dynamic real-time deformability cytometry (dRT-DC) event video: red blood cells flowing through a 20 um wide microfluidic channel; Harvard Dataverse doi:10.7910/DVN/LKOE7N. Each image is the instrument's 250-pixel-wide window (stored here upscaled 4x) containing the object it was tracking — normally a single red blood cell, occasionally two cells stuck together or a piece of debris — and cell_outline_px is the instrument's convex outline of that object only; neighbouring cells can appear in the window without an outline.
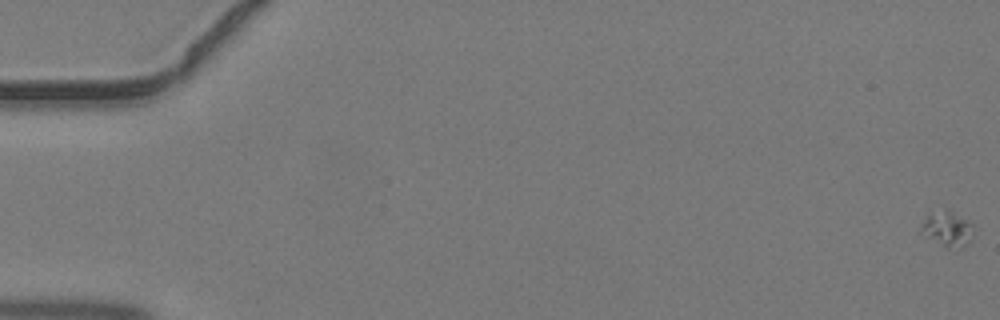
{"species": "common noctule bat (a hibernating species)", "species_latin": "Nyctalus noctula", "temperature_condition": "warm", "stored_images_in_passage": 46, "camera_frame_rate_fps": 3000, "um_per_image_px": 0.085, "animal": {"sex": "male", "body_mass_g": 19.2, "forearm_length_mm": 51.8}, "frame": {"image": 1, "passage_image": 1, "time_ms": 0.0, "image_size_px": [1000, 320], "cell_outline_px": [[972, 224], [968, 240], [960, 248], [944, 248], [924, 236], [920, 232], [920, 228], [924, 220], [928, 216], [948, 212], [952, 212], [968, 220]], "centroid_in_image_um": [80.48, 19.53], "position_along_channel_um": 4.5, "area_um2": 10.0}}